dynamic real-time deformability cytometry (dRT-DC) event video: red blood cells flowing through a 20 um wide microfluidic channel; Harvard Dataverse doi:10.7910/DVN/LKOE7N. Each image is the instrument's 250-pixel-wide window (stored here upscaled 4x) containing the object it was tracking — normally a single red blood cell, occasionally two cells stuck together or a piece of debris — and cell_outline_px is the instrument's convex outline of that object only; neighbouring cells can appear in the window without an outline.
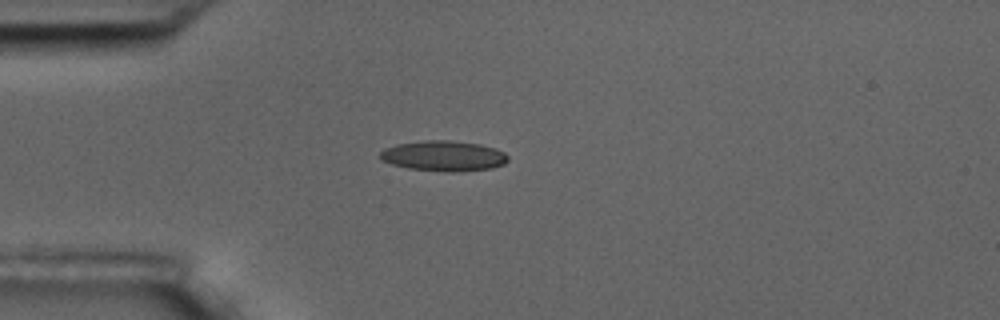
{"species": "common noctule bat (a hibernating species)", "species_latin": "Nyctalus noctula", "temperature_condition": "room temperature", "stored_images_in_passage": 1, "camera_frame_rate_fps": 3000, "um_per_image_px": 0.085, "animal": {"sex": "male", "body_mass_g": 17.5, "forearm_length_mm": 52.3}, "frame": {"image": 1, "passage_image": 1, "time_ms": 0.0, "image_size_px": [1000, 320], "cell_outline_px": [[508, 160], [504, 164], [492, 168], [452, 172], [448, 172], [408, 168], [392, 164], [380, 160], [380, 152], [384, 148], [396, 144], [424, 140], [448, 140], [480, 144], [496, 148], [504, 152], [508, 156]], "centroid_in_image_um": [37.7, 13.25], "position_along_channel_um": 47.3, "area_um2": 22.72}}